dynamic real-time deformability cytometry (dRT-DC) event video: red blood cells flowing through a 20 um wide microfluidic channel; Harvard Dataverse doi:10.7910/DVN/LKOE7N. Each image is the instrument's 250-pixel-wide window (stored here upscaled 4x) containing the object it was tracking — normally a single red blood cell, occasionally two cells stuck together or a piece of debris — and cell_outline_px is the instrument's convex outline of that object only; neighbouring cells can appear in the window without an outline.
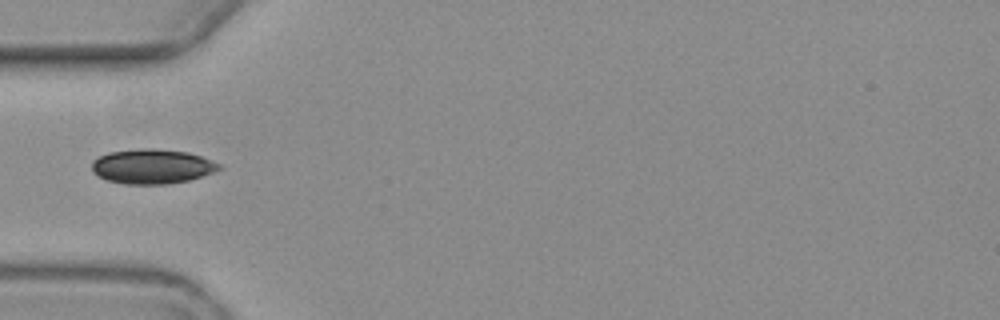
{"species": "common noctule bat (a hibernating species)", "species_latin": "Nyctalus noctula", "temperature_condition": "warm", "stored_images_in_passage": 6, "camera_frame_rate_fps": 3000, "um_per_image_px": 0.085, "animal": {"sex": "female", "body_mass_g": 19.3, "forearm_length_mm": 54.1}, "frame": {"image": 1, "passage_image": 5, "time_ms": 5.0, "image_size_px": [1000, 320], "cell_outline_px": [[224, 168], [188, 180], [164, 184], [124, 184], [108, 180], [92, 172], [92, 160], [108, 152], [140, 148], [152, 148], [188, 152], [200, 156], [220, 164]], "centroid_in_image_um": [12.91, 14.13], "position_along_channel_um": 72.1, "area_um2": 25.55}}
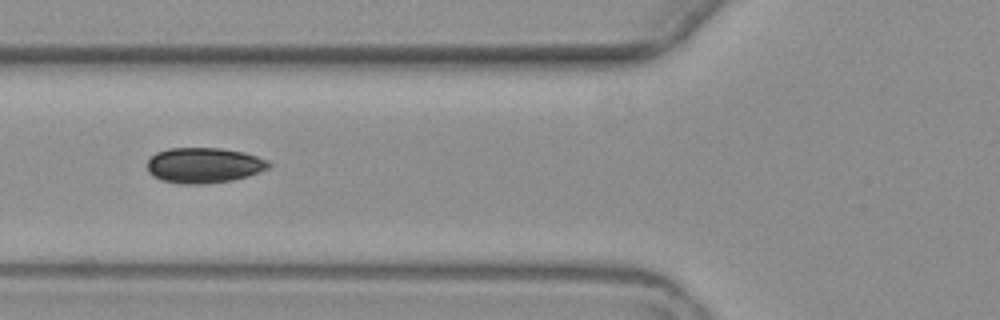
{"frame": {"image": 2, "passage_image": 6, "time_ms": 6.0, "image_size_px": [1000, 320], "cell_outline_px": [[272, 164], [268, 168], [248, 176], [232, 180], [204, 184], [184, 184], [160, 180], [152, 176], [148, 172], [148, 160], [156, 152], [168, 148], [220, 148], [244, 152], [268, 160]], "centroid_in_image_um": [17.32, 14.05], "position_along_channel_um": 108.5, "area_um2": 25.14}}